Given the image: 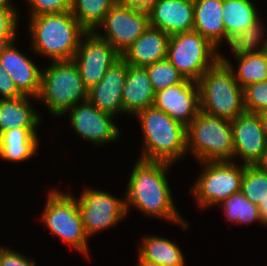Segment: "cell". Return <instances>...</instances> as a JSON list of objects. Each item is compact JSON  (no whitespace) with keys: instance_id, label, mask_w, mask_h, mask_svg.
<instances>
[{"instance_id":"cell-8","label":"cell","mask_w":267,"mask_h":266,"mask_svg":"<svg viewBox=\"0 0 267 266\" xmlns=\"http://www.w3.org/2000/svg\"><path fill=\"white\" fill-rule=\"evenodd\" d=\"M166 58L185 79L198 82L207 69L219 61V50L191 30L169 37Z\"/></svg>"},{"instance_id":"cell-39","label":"cell","mask_w":267,"mask_h":266,"mask_svg":"<svg viewBox=\"0 0 267 266\" xmlns=\"http://www.w3.org/2000/svg\"><path fill=\"white\" fill-rule=\"evenodd\" d=\"M13 1L14 0H0V8L17 9V7H15L16 4H14Z\"/></svg>"},{"instance_id":"cell-15","label":"cell","mask_w":267,"mask_h":266,"mask_svg":"<svg viewBox=\"0 0 267 266\" xmlns=\"http://www.w3.org/2000/svg\"><path fill=\"white\" fill-rule=\"evenodd\" d=\"M153 107L187 127L200 112L198 82L184 79L177 85L156 92Z\"/></svg>"},{"instance_id":"cell-29","label":"cell","mask_w":267,"mask_h":266,"mask_svg":"<svg viewBox=\"0 0 267 266\" xmlns=\"http://www.w3.org/2000/svg\"><path fill=\"white\" fill-rule=\"evenodd\" d=\"M218 205L223 208V215L228 222L248 226L250 223L259 221L261 226H265L260 220L258 206L249 201L241 191L231 194Z\"/></svg>"},{"instance_id":"cell-13","label":"cell","mask_w":267,"mask_h":266,"mask_svg":"<svg viewBox=\"0 0 267 266\" xmlns=\"http://www.w3.org/2000/svg\"><path fill=\"white\" fill-rule=\"evenodd\" d=\"M121 57L107 41L98 37L94 32H87L80 40L73 61L79 68L85 87L90 89Z\"/></svg>"},{"instance_id":"cell-41","label":"cell","mask_w":267,"mask_h":266,"mask_svg":"<svg viewBox=\"0 0 267 266\" xmlns=\"http://www.w3.org/2000/svg\"><path fill=\"white\" fill-rule=\"evenodd\" d=\"M262 170L267 171V147L265 149L262 160L257 164Z\"/></svg>"},{"instance_id":"cell-16","label":"cell","mask_w":267,"mask_h":266,"mask_svg":"<svg viewBox=\"0 0 267 266\" xmlns=\"http://www.w3.org/2000/svg\"><path fill=\"white\" fill-rule=\"evenodd\" d=\"M0 62L23 95L38 96L42 69L17 49L16 40L0 46Z\"/></svg>"},{"instance_id":"cell-31","label":"cell","mask_w":267,"mask_h":266,"mask_svg":"<svg viewBox=\"0 0 267 266\" xmlns=\"http://www.w3.org/2000/svg\"><path fill=\"white\" fill-rule=\"evenodd\" d=\"M154 92L181 83L185 78L166 58L145 67Z\"/></svg>"},{"instance_id":"cell-5","label":"cell","mask_w":267,"mask_h":266,"mask_svg":"<svg viewBox=\"0 0 267 266\" xmlns=\"http://www.w3.org/2000/svg\"><path fill=\"white\" fill-rule=\"evenodd\" d=\"M200 111L233 121L245 112L243 89L227 64L217 62L198 81Z\"/></svg>"},{"instance_id":"cell-27","label":"cell","mask_w":267,"mask_h":266,"mask_svg":"<svg viewBox=\"0 0 267 266\" xmlns=\"http://www.w3.org/2000/svg\"><path fill=\"white\" fill-rule=\"evenodd\" d=\"M262 20L260 18L244 31L227 37L225 44L232 49L234 58L267 51V29Z\"/></svg>"},{"instance_id":"cell-17","label":"cell","mask_w":267,"mask_h":266,"mask_svg":"<svg viewBox=\"0 0 267 266\" xmlns=\"http://www.w3.org/2000/svg\"><path fill=\"white\" fill-rule=\"evenodd\" d=\"M128 63L121 57L103 78L88 89V100L101 112L115 117L123 114L122 89L127 75Z\"/></svg>"},{"instance_id":"cell-40","label":"cell","mask_w":267,"mask_h":266,"mask_svg":"<svg viewBox=\"0 0 267 266\" xmlns=\"http://www.w3.org/2000/svg\"><path fill=\"white\" fill-rule=\"evenodd\" d=\"M137 266H164V265L147 260H137Z\"/></svg>"},{"instance_id":"cell-14","label":"cell","mask_w":267,"mask_h":266,"mask_svg":"<svg viewBox=\"0 0 267 266\" xmlns=\"http://www.w3.org/2000/svg\"><path fill=\"white\" fill-rule=\"evenodd\" d=\"M234 156L244 165H257L267 147V136L259 114L244 112L231 121Z\"/></svg>"},{"instance_id":"cell-3","label":"cell","mask_w":267,"mask_h":266,"mask_svg":"<svg viewBox=\"0 0 267 266\" xmlns=\"http://www.w3.org/2000/svg\"><path fill=\"white\" fill-rule=\"evenodd\" d=\"M142 147L139 159L175 164L186 156V128L165 112L152 107L139 112ZM143 148V149H142Z\"/></svg>"},{"instance_id":"cell-12","label":"cell","mask_w":267,"mask_h":266,"mask_svg":"<svg viewBox=\"0 0 267 266\" xmlns=\"http://www.w3.org/2000/svg\"><path fill=\"white\" fill-rule=\"evenodd\" d=\"M69 116V124L78 137L97 145L116 142L121 130L115 125L112 115L101 112L88 99L79 102L63 116Z\"/></svg>"},{"instance_id":"cell-11","label":"cell","mask_w":267,"mask_h":266,"mask_svg":"<svg viewBox=\"0 0 267 266\" xmlns=\"http://www.w3.org/2000/svg\"><path fill=\"white\" fill-rule=\"evenodd\" d=\"M83 190L76 199L89 238L116 226L125 216L128 217L125 198L121 199L107 191L90 187Z\"/></svg>"},{"instance_id":"cell-36","label":"cell","mask_w":267,"mask_h":266,"mask_svg":"<svg viewBox=\"0 0 267 266\" xmlns=\"http://www.w3.org/2000/svg\"><path fill=\"white\" fill-rule=\"evenodd\" d=\"M22 96L23 94L17 89L0 62V99H15Z\"/></svg>"},{"instance_id":"cell-32","label":"cell","mask_w":267,"mask_h":266,"mask_svg":"<svg viewBox=\"0 0 267 266\" xmlns=\"http://www.w3.org/2000/svg\"><path fill=\"white\" fill-rule=\"evenodd\" d=\"M245 112L259 114L267 111V80L243 88Z\"/></svg>"},{"instance_id":"cell-35","label":"cell","mask_w":267,"mask_h":266,"mask_svg":"<svg viewBox=\"0 0 267 266\" xmlns=\"http://www.w3.org/2000/svg\"><path fill=\"white\" fill-rule=\"evenodd\" d=\"M0 266H36L34 259L7 247L2 251Z\"/></svg>"},{"instance_id":"cell-10","label":"cell","mask_w":267,"mask_h":266,"mask_svg":"<svg viewBox=\"0 0 267 266\" xmlns=\"http://www.w3.org/2000/svg\"><path fill=\"white\" fill-rule=\"evenodd\" d=\"M148 27L149 14L147 12L117 1L94 33L111 44L122 55ZM99 29H103L104 32Z\"/></svg>"},{"instance_id":"cell-42","label":"cell","mask_w":267,"mask_h":266,"mask_svg":"<svg viewBox=\"0 0 267 266\" xmlns=\"http://www.w3.org/2000/svg\"><path fill=\"white\" fill-rule=\"evenodd\" d=\"M259 116L261 118L263 128L267 136V111L259 113Z\"/></svg>"},{"instance_id":"cell-6","label":"cell","mask_w":267,"mask_h":266,"mask_svg":"<svg viewBox=\"0 0 267 266\" xmlns=\"http://www.w3.org/2000/svg\"><path fill=\"white\" fill-rule=\"evenodd\" d=\"M187 153L198 162L233 161L234 145L231 121L202 111L186 128Z\"/></svg>"},{"instance_id":"cell-7","label":"cell","mask_w":267,"mask_h":266,"mask_svg":"<svg viewBox=\"0 0 267 266\" xmlns=\"http://www.w3.org/2000/svg\"><path fill=\"white\" fill-rule=\"evenodd\" d=\"M42 223L62 243L80 252L89 259V237L87 236L78 202L74 194L58 189L49 190L41 214Z\"/></svg>"},{"instance_id":"cell-30","label":"cell","mask_w":267,"mask_h":266,"mask_svg":"<svg viewBox=\"0 0 267 266\" xmlns=\"http://www.w3.org/2000/svg\"><path fill=\"white\" fill-rule=\"evenodd\" d=\"M240 191L249 201L259 206L267 198V171L258 165H246Z\"/></svg>"},{"instance_id":"cell-19","label":"cell","mask_w":267,"mask_h":266,"mask_svg":"<svg viewBox=\"0 0 267 266\" xmlns=\"http://www.w3.org/2000/svg\"><path fill=\"white\" fill-rule=\"evenodd\" d=\"M155 92L146 68L128 65L122 89L123 115L134 117L153 106Z\"/></svg>"},{"instance_id":"cell-23","label":"cell","mask_w":267,"mask_h":266,"mask_svg":"<svg viewBox=\"0 0 267 266\" xmlns=\"http://www.w3.org/2000/svg\"><path fill=\"white\" fill-rule=\"evenodd\" d=\"M35 97L23 95L15 99H0V135L15 128H38L42 117L32 106Z\"/></svg>"},{"instance_id":"cell-25","label":"cell","mask_w":267,"mask_h":266,"mask_svg":"<svg viewBox=\"0 0 267 266\" xmlns=\"http://www.w3.org/2000/svg\"><path fill=\"white\" fill-rule=\"evenodd\" d=\"M238 67L219 52V62L227 64L234 78L243 89L246 86L267 80V51L234 58ZM234 65V66H233Z\"/></svg>"},{"instance_id":"cell-28","label":"cell","mask_w":267,"mask_h":266,"mask_svg":"<svg viewBox=\"0 0 267 266\" xmlns=\"http://www.w3.org/2000/svg\"><path fill=\"white\" fill-rule=\"evenodd\" d=\"M118 0H72L71 13L87 32H94Z\"/></svg>"},{"instance_id":"cell-1","label":"cell","mask_w":267,"mask_h":266,"mask_svg":"<svg viewBox=\"0 0 267 266\" xmlns=\"http://www.w3.org/2000/svg\"><path fill=\"white\" fill-rule=\"evenodd\" d=\"M132 167L125 191V207L144 213L147 217L163 219L177 224L182 229L189 228L188 221L176 208L168 176L172 164L136 159Z\"/></svg>"},{"instance_id":"cell-34","label":"cell","mask_w":267,"mask_h":266,"mask_svg":"<svg viewBox=\"0 0 267 266\" xmlns=\"http://www.w3.org/2000/svg\"><path fill=\"white\" fill-rule=\"evenodd\" d=\"M29 5V16L57 14L71 11L72 0H25Z\"/></svg>"},{"instance_id":"cell-43","label":"cell","mask_w":267,"mask_h":266,"mask_svg":"<svg viewBox=\"0 0 267 266\" xmlns=\"http://www.w3.org/2000/svg\"><path fill=\"white\" fill-rule=\"evenodd\" d=\"M5 246L0 245V263H1V257H2V251L5 249Z\"/></svg>"},{"instance_id":"cell-26","label":"cell","mask_w":267,"mask_h":266,"mask_svg":"<svg viewBox=\"0 0 267 266\" xmlns=\"http://www.w3.org/2000/svg\"><path fill=\"white\" fill-rule=\"evenodd\" d=\"M252 0H223L222 17L227 37L244 31L260 18Z\"/></svg>"},{"instance_id":"cell-18","label":"cell","mask_w":267,"mask_h":266,"mask_svg":"<svg viewBox=\"0 0 267 266\" xmlns=\"http://www.w3.org/2000/svg\"><path fill=\"white\" fill-rule=\"evenodd\" d=\"M148 14L149 26L169 36L194 28L193 0H158Z\"/></svg>"},{"instance_id":"cell-20","label":"cell","mask_w":267,"mask_h":266,"mask_svg":"<svg viewBox=\"0 0 267 266\" xmlns=\"http://www.w3.org/2000/svg\"><path fill=\"white\" fill-rule=\"evenodd\" d=\"M169 35L149 26L121 55L128 65L146 67L167 57Z\"/></svg>"},{"instance_id":"cell-37","label":"cell","mask_w":267,"mask_h":266,"mask_svg":"<svg viewBox=\"0 0 267 266\" xmlns=\"http://www.w3.org/2000/svg\"><path fill=\"white\" fill-rule=\"evenodd\" d=\"M122 4L129 5L139 11L149 12L158 0H118Z\"/></svg>"},{"instance_id":"cell-22","label":"cell","mask_w":267,"mask_h":266,"mask_svg":"<svg viewBox=\"0 0 267 266\" xmlns=\"http://www.w3.org/2000/svg\"><path fill=\"white\" fill-rule=\"evenodd\" d=\"M37 128H15L0 135V158L6 162H25L35 157L39 147Z\"/></svg>"},{"instance_id":"cell-21","label":"cell","mask_w":267,"mask_h":266,"mask_svg":"<svg viewBox=\"0 0 267 266\" xmlns=\"http://www.w3.org/2000/svg\"><path fill=\"white\" fill-rule=\"evenodd\" d=\"M194 28L218 49L227 39L222 17L223 0H193Z\"/></svg>"},{"instance_id":"cell-4","label":"cell","mask_w":267,"mask_h":266,"mask_svg":"<svg viewBox=\"0 0 267 266\" xmlns=\"http://www.w3.org/2000/svg\"><path fill=\"white\" fill-rule=\"evenodd\" d=\"M88 98L79 68L73 60L53 61L41 71V100L54 117H62L69 109Z\"/></svg>"},{"instance_id":"cell-2","label":"cell","mask_w":267,"mask_h":266,"mask_svg":"<svg viewBox=\"0 0 267 266\" xmlns=\"http://www.w3.org/2000/svg\"><path fill=\"white\" fill-rule=\"evenodd\" d=\"M29 18L31 50L50 62L73 60L81 38L87 31L71 11Z\"/></svg>"},{"instance_id":"cell-33","label":"cell","mask_w":267,"mask_h":266,"mask_svg":"<svg viewBox=\"0 0 267 266\" xmlns=\"http://www.w3.org/2000/svg\"><path fill=\"white\" fill-rule=\"evenodd\" d=\"M19 15L18 9L0 8V46L17 40Z\"/></svg>"},{"instance_id":"cell-24","label":"cell","mask_w":267,"mask_h":266,"mask_svg":"<svg viewBox=\"0 0 267 266\" xmlns=\"http://www.w3.org/2000/svg\"><path fill=\"white\" fill-rule=\"evenodd\" d=\"M139 245L137 259L160 263L164 266H186L185 256L173 241L158 235H145Z\"/></svg>"},{"instance_id":"cell-38","label":"cell","mask_w":267,"mask_h":266,"mask_svg":"<svg viewBox=\"0 0 267 266\" xmlns=\"http://www.w3.org/2000/svg\"><path fill=\"white\" fill-rule=\"evenodd\" d=\"M261 222L267 226V198L258 206Z\"/></svg>"},{"instance_id":"cell-9","label":"cell","mask_w":267,"mask_h":266,"mask_svg":"<svg viewBox=\"0 0 267 266\" xmlns=\"http://www.w3.org/2000/svg\"><path fill=\"white\" fill-rule=\"evenodd\" d=\"M198 178L190 188L198 208L218 206L231 194L240 191L246 165L235 161L201 162Z\"/></svg>"}]
</instances>
